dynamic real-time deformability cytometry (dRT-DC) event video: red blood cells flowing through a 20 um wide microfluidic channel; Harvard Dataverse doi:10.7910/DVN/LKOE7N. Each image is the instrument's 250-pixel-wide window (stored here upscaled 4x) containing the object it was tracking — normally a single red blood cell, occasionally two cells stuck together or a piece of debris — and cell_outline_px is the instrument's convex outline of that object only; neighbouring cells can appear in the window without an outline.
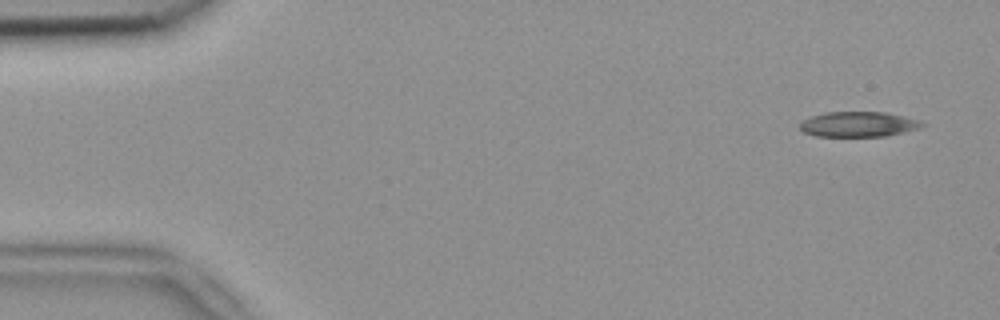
{"species": "common noctule bat (a hibernating species)", "species_latin": "Nyctalus noctula", "temperature_condition": "room temperature", "stored_images_in_passage": 5, "camera_frame_rate_fps": 3000, "um_per_image_px": 0.085, "animal": {"sex": "female", "body_mass_g": 18.4}, "frame": {"image": 1, "passage_image": 1, "time_ms": 0.0, "image_size_px": [1000, 320], "cell_outline_px": [[924, 124], [920, 128], [888, 136], [816, 136], [804, 132], [800, 128], [800, 124], [804, 120], [812, 116], [824, 112], [884, 112], [920, 120]], "centroid_in_image_um": [72.97, 10.56], "position_along_channel_um": 12.0, "area_um2": 17.8}}
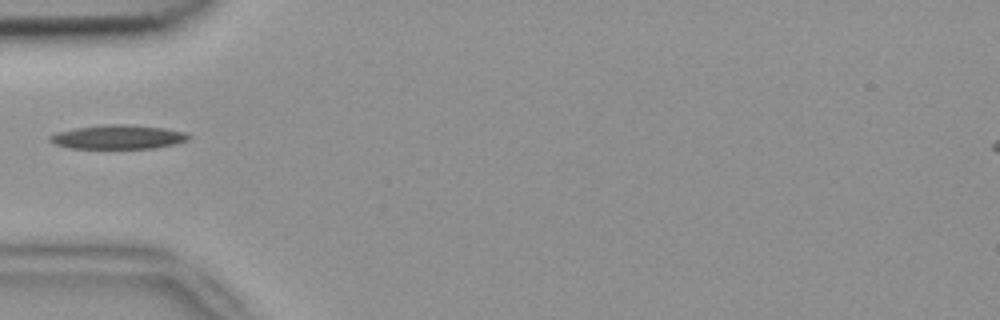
{"frame": {"image": 2, "passage_image": 4, "time_ms": 1.0, "image_size_px": [1000, 320], "cell_outline_px": [[192, 136], [188, 140], [176, 144], [152, 148], [68, 148], [52, 144], [48, 140], [48, 136], [60, 132], [76, 128], [108, 124], [124, 124], [164, 128], [184, 132]], "centroid_in_image_um": [10.03, 11.65], "position_along_channel_um": 75.0, "area_um2": 19.36}}